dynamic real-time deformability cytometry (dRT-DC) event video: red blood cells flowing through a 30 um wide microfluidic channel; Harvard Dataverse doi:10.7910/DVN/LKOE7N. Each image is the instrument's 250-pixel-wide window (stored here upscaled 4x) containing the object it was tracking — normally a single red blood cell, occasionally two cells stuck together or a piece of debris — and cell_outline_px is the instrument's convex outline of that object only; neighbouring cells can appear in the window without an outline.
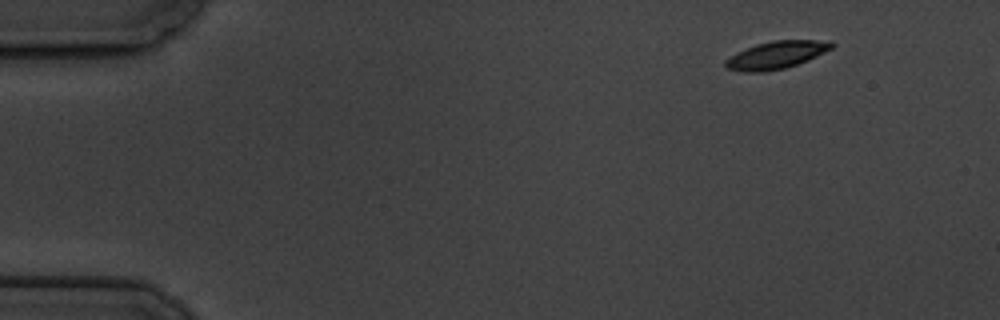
{"species": "common noctule bat (a hibernating species)", "species_latin": "Nyctalus noctula", "temperature_condition": "cold", "stored_images_in_passage": 5, "camera_frame_rate_fps": 3000, "um_per_image_px": 0.085, "animal": {"sex": "male", "body_mass_g": 19.5, "forearm_length_mm": 54.6}, "frame": {"image": 1, "passage_image": 1, "time_ms": 0.0, "image_size_px": [1000, 320], "cell_outline_px": [[836, 44], [832, 48], [808, 60], [784, 68], [764, 72], [744, 72], [728, 68], [724, 64], [724, 60], [736, 52], [756, 44], [772, 40], [832, 40]], "centroid_in_image_um": [66.0, 4.66], "position_along_channel_um": 19.0, "area_um2": 17.11}}
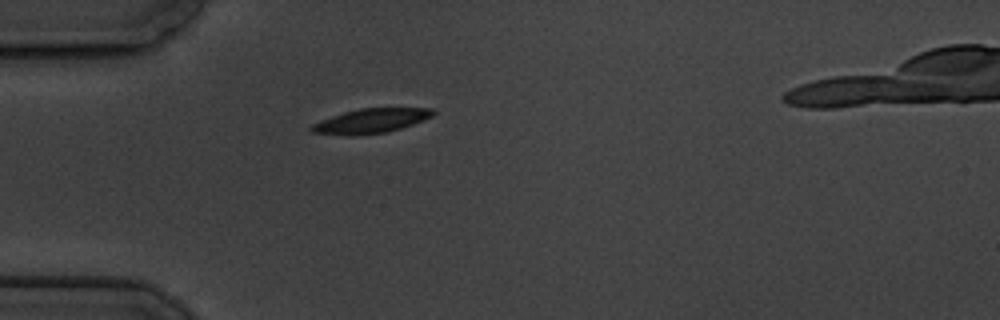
{"frame": {"image": 2, "passage_image": 4, "time_ms": 3.667, "image_size_px": [1000, 320], "cell_outline_px": [[436, 112], [432, 116], [424, 120], [400, 128], [384, 132], [312, 132], [308, 128], [312, 124], [320, 120], [344, 112], [360, 108], [436, 108]], "centroid_in_image_um": [31.64, 10.2], "position_along_channel_um": 53.4, "area_um2": 16.24}}